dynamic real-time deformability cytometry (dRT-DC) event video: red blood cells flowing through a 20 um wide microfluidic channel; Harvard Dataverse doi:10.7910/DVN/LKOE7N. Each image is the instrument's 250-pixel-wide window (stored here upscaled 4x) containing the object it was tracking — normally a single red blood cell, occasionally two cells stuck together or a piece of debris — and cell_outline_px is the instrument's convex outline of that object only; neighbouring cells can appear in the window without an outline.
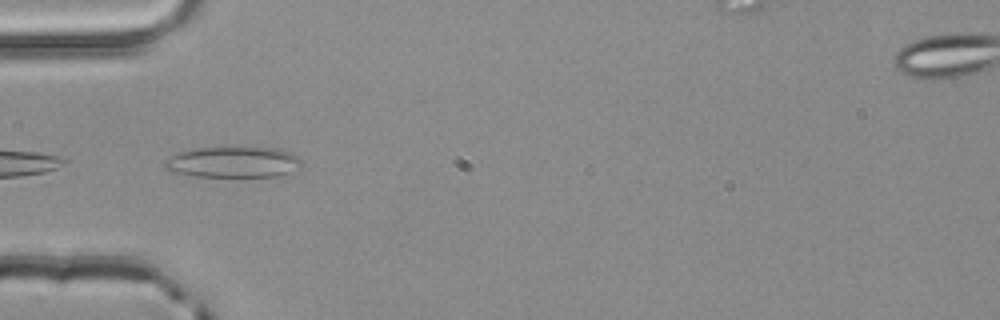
{"species": "common noctule bat (a hibernating species)", "species_latin": "Nyctalus noctula", "temperature_condition": "room temperature", "stored_images_in_passage": 3, "segment_of_instrument_passage": [2, 2], "camera_frame_rate_fps": 3000, "um_per_image_px": 0.085, "animal": {"sex": "male", "body_mass_g": 20.4}, "frame": {"image": 1, "passage_image": 3, "time_ms": 0.667, "image_size_px": [1000, 320], "cell_outline_px": [[304, 164], [288, 172], [276, 176], [192, 176], [172, 172], [164, 168], [164, 160], [168, 156], [192, 148], [280, 148], [292, 152]], "centroid_in_image_um": [19.77, 13.77], "position_along_channel_um": 65.2, "area_um2": 24.57}}